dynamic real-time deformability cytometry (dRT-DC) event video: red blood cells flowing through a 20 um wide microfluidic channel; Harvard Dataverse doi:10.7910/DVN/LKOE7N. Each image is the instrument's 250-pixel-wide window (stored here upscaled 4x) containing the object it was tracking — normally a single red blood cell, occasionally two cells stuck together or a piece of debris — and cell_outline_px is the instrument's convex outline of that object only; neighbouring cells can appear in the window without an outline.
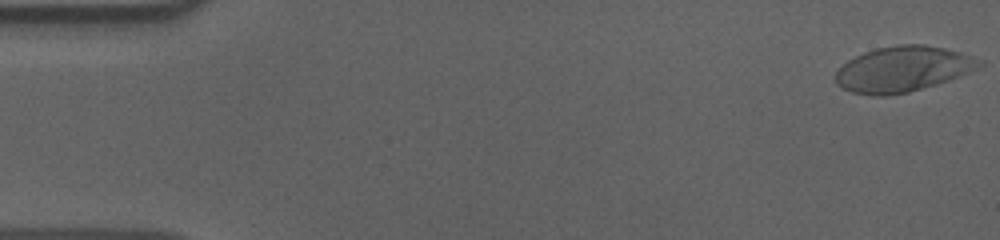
{"species": "human", "species_latin": "Homo sapiens", "temperature_condition": "cold", "stored_images_in_passage": 17, "camera_frame_rate_fps": 3000, "um_per_image_px": 0.085, "donor": {"sex": "male"}, "frame": {"image": 1, "passage_image": 1, "time_ms": 0.0, "image_size_px": [1000, 240], "cell_outline_px": [[984, 64], [968, 72], [948, 80], [936, 84], [908, 92], [884, 96], [872, 96], [852, 92], [836, 84], [832, 76], [848, 60], [864, 52], [876, 48], [900, 44], [924, 44], [944, 48], [960, 52], [984, 60]], "centroid_in_image_um": [76.72, 5.87], "position_along_channel_um": 8.3, "area_um2": 38.03}}
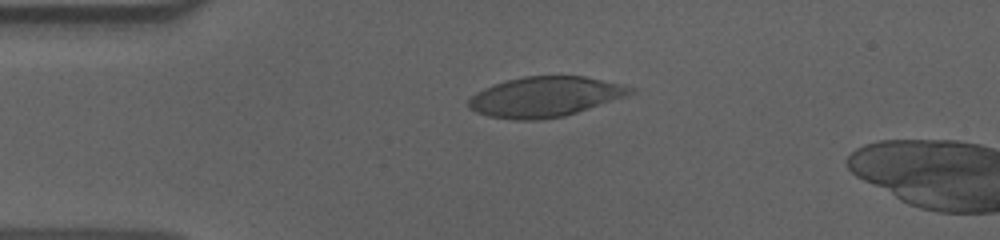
{"frame": {"image": 2, "passage_image": 13, "time_ms": 4.0, "image_size_px": [1000, 240], "cell_outline_px": [[636, 92], [628, 96], [564, 116], [540, 120], [512, 120], [488, 116], [476, 112], [468, 108], [468, 100], [476, 92], [484, 88], [508, 80], [524, 76], [584, 76], [620, 84], [636, 88]], "centroid_in_image_um": [46.34, 8.24], "position_along_channel_um": 38.7, "area_um2": 37.86}}